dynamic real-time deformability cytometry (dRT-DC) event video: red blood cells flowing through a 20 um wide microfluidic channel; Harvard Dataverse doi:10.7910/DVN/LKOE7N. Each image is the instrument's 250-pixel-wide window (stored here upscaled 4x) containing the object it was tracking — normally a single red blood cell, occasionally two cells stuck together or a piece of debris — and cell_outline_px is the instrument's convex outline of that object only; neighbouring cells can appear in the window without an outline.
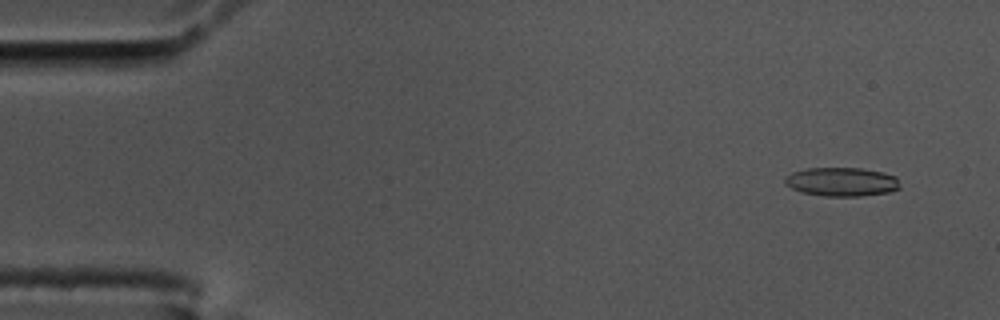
{"species": "common noctule bat (a hibernating species)", "species_latin": "Nyctalus noctula", "temperature_condition": "cold", "stored_images_in_passage": 55, "camera_frame_rate_fps": 3000, "um_per_image_px": 0.085, "animal": {"sex": "male", "body_mass_g": 17.5, "forearm_length_mm": 52.3}, "frame": {"image": 1, "passage_image": 4, "time_ms": 1.0, "image_size_px": [1000, 320], "cell_outline_px": [[900, 188], [888, 192], [860, 196], [824, 196], [800, 192], [784, 184], [784, 176], [792, 172], [808, 168], [860, 168], [884, 172], [896, 176]], "centroid_in_image_um": [71.51, 15.45], "position_along_channel_um": 13.5, "area_um2": 19.42}}
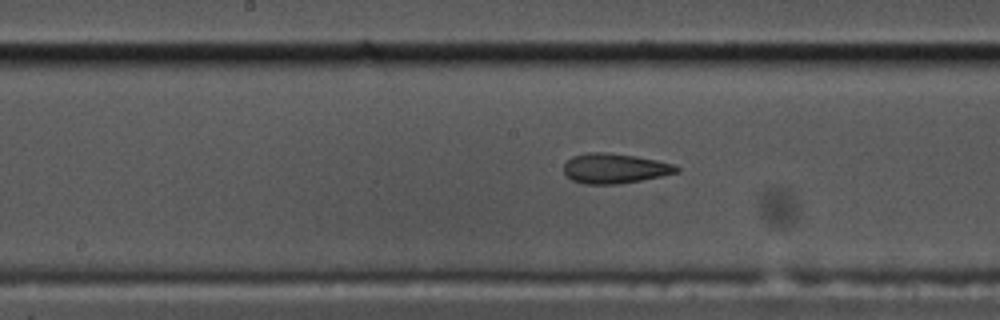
{"frame": {"image": 2, "passage_image": 28, "time_ms": 9.0, "image_size_px": [1000, 320], "cell_outline_px": [[680, 172], [640, 180], [616, 184], [584, 184], [572, 180], [564, 172], [564, 164], [572, 156], [588, 152], [604, 152], [636, 156], [656, 160], [672, 164], [680, 168]], "centroid_in_image_um": [52.23, 14.31], "position_along_channel_um": 196.0, "area_um2": 19.54}}
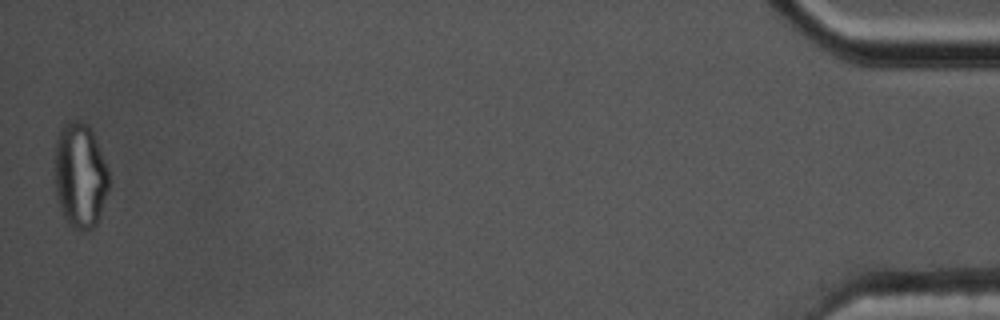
{"frame": {"image": 3, "passage_image": 55, "time_ms": 18.0, "image_size_px": [1000, 320], "cell_outline_px": [[108, 188], [96, 224], [88, 232], [84, 232], [72, 228], [68, 224], [64, 216], [56, 196], [52, 172], [56, 140], [60, 128], [68, 120], [76, 120], [88, 124], [92, 128], [108, 168]], "centroid_in_image_um": [6.76, 14.88], "position_along_channel_um": 428.4, "area_um2": 33.99}, "authors_computed_cell_mechanics": {"area_um2": 20.1144, "velocity_mm_per_s": 3.6329, "shape_relaxation_time_tau1_ms": null, "shape_relaxation_time_tau2_ms": 2.1942, "deformation_change_tau1": null, "deformation_change_tau2": 0.0918}}